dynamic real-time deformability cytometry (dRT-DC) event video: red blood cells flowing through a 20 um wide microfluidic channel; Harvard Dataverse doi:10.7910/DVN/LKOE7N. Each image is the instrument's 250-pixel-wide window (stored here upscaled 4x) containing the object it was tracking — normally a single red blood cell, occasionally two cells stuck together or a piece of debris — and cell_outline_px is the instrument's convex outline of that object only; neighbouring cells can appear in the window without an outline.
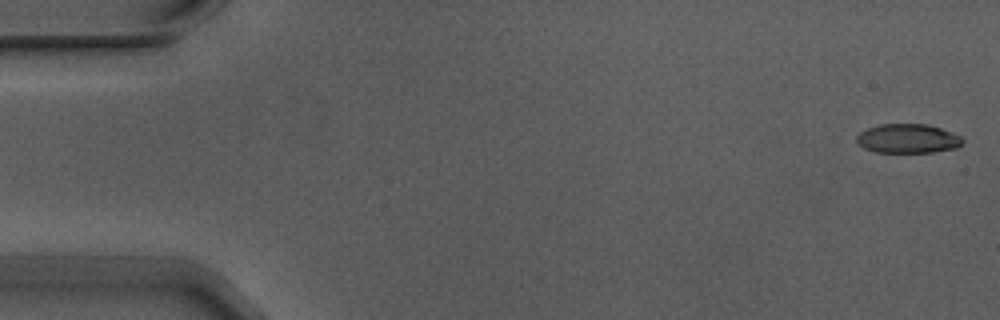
{"species": "Egyptian fruit bat (a non-hibernating species)", "species_latin": "Rousettus aegyptiacus", "temperature_condition": "warm", "stored_images_in_passage": 6, "camera_frame_rate_fps": 3000, "um_per_image_px": 0.085, "animal": {"sex": "male"}, "frame": {"image": 1, "passage_image": 1, "time_ms": 0.0, "image_size_px": [1000, 320], "cell_outline_px": [[964, 144], [956, 148], [932, 152], [876, 152], [864, 148], [856, 140], [856, 136], [860, 132], [868, 128], [880, 124], [928, 124], [940, 128], [960, 136], [964, 140]], "centroid_in_image_um": [77.18, 11.78], "position_along_channel_um": 7.8, "area_um2": 17.98}}